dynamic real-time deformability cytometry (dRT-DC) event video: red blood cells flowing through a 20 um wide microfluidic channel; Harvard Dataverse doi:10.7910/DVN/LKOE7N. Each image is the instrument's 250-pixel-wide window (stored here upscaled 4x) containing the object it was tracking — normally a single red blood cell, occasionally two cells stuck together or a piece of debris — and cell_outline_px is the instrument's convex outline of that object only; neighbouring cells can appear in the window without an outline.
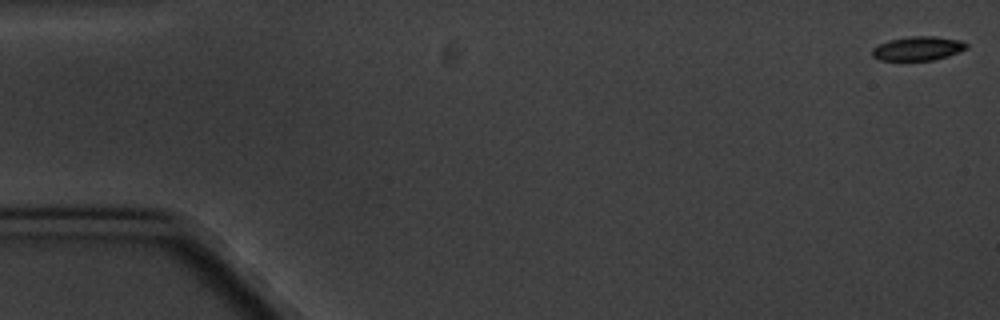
{"species": "common noctule bat (a hibernating species)", "species_latin": "Nyctalus noctula", "temperature_condition": "cold", "stored_images_in_passage": 7, "camera_frame_rate_fps": 3000, "um_per_image_px": 0.085, "animal": {"sex": "male", "body_mass_g": 20.1, "forearm_length_mm": 53.5}, "frame": {"image": 1, "passage_image": 1, "time_ms": 0.0, "image_size_px": [1000, 320], "cell_outline_px": [[968, 48], [948, 56], [932, 60], [880, 60], [872, 56], [872, 48], [888, 40], [908, 36], [936, 36], [960, 40], [968, 44]], "centroid_in_image_um": [78.03, 4.11], "position_along_channel_um": 7.0, "area_um2": 13.24}}
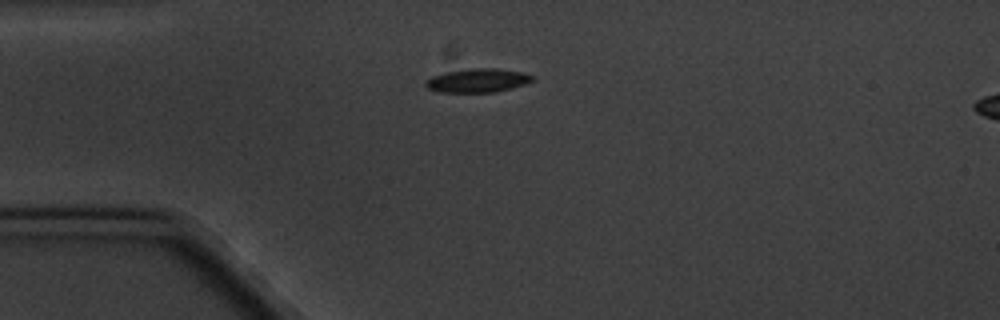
{"frame": {"image": 2, "passage_image": 5, "time_ms": 4.667, "image_size_px": [1000, 320], "cell_outline_px": [[532, 80], [524, 84], [512, 88], [496, 92], [440, 92], [428, 88], [424, 84], [432, 76], [444, 72], [468, 68], [496, 68], [520, 72], [532, 76]], "centroid_in_image_um": [40.56, 6.84], "position_along_channel_um": 44.4, "area_um2": 14.62}}